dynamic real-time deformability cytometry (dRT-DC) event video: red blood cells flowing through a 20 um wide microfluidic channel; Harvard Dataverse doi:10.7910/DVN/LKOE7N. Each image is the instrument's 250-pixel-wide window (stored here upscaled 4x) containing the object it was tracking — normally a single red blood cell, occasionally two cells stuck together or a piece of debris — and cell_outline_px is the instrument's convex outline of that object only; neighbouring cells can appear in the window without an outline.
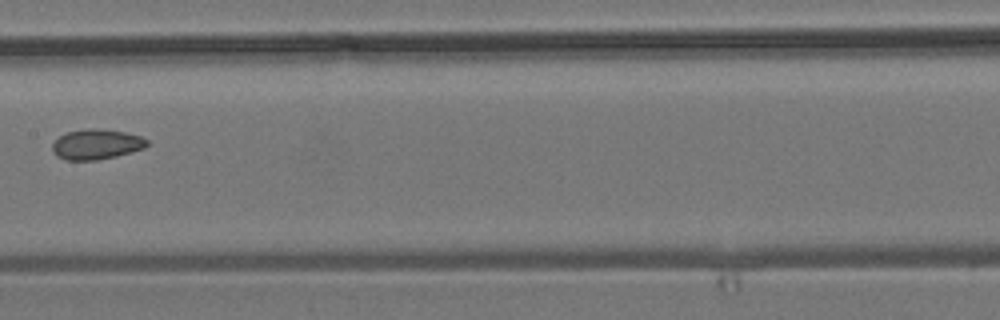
{"species": "common noctule bat (a hibernating species)", "species_latin": "Nyctalus noctula", "temperature_condition": "room temperature", "stored_images_in_passage": 6, "camera_frame_rate_fps": 3000, "um_per_image_px": 0.085, "animal": {"sex": "male", "body_mass_g": 19.2, "forearm_length_mm": 51.8}, "frame": {"image": 1, "passage_image": 6, "time_ms": 8.0, "image_size_px": [1000, 320], "cell_outline_px": [[148, 144], [144, 148], [116, 156], [96, 160], [68, 160], [56, 156], [52, 152], [52, 144], [60, 136], [68, 132], [88, 128], [96, 128], [124, 132], [140, 136], [148, 140]], "centroid_in_image_um": [8.18, 12.27], "position_along_channel_um": 199.2, "area_um2": 16.53}}